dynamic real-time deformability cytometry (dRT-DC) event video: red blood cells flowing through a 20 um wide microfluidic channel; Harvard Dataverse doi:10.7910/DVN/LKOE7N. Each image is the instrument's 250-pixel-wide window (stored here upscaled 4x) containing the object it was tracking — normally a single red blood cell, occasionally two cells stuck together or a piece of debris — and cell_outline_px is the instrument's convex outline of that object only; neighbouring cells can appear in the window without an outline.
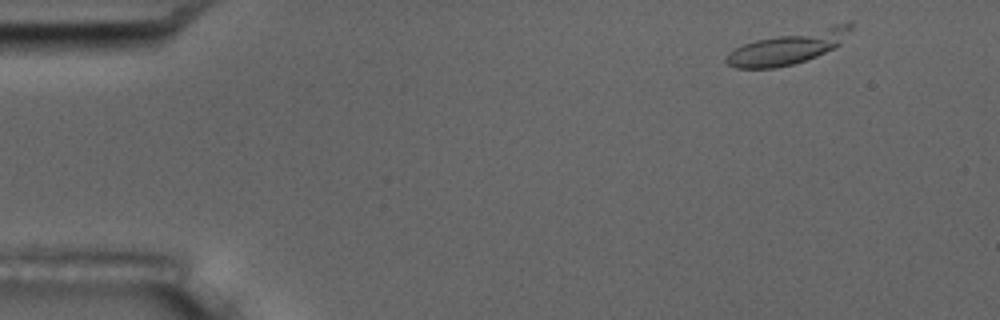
{"species": "common noctule bat (a hibernating species)", "species_latin": "Nyctalus noctula", "temperature_condition": "room temperature", "stored_images_in_passage": 4, "camera_frame_rate_fps": 3000, "um_per_image_px": 0.085, "animal": {"sex": "male", "body_mass_g": 17.5, "forearm_length_mm": 52.3}, "frame": {"image": 1, "passage_image": 1, "time_ms": 0.0, "image_size_px": [1000, 320], "cell_outline_px": [[856, 24], [840, 44], [816, 56], [792, 64], [776, 68], [736, 68], [728, 64], [724, 60], [728, 52], [744, 44], [756, 40], [848, 20], [852, 20]], "centroid_in_image_um": [67.08, 3.99], "position_along_channel_um": 17.9, "area_um2": 23.93}}
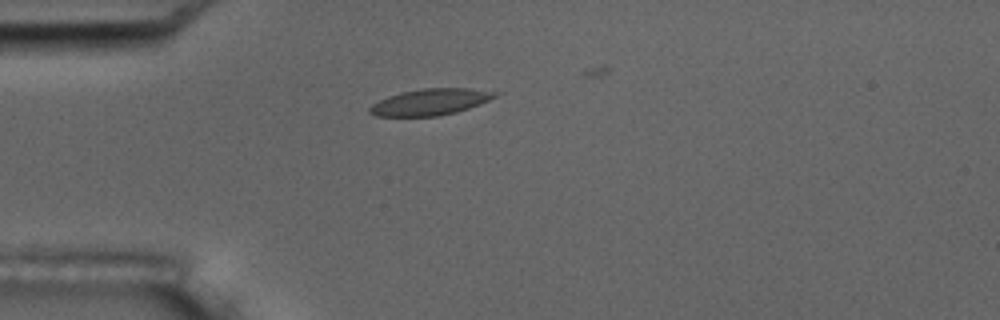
{"frame": {"image": 2, "passage_image": 3, "time_ms": 3.0, "image_size_px": [1000, 320], "cell_outline_px": [[504, 92], [480, 104], [456, 112], [436, 116], [376, 116], [368, 112], [368, 108], [372, 104], [388, 96], [404, 92], [424, 88], [468, 88]], "centroid_in_image_um": [36.61, 8.66], "position_along_channel_um": 48.4, "area_um2": 19.19}}